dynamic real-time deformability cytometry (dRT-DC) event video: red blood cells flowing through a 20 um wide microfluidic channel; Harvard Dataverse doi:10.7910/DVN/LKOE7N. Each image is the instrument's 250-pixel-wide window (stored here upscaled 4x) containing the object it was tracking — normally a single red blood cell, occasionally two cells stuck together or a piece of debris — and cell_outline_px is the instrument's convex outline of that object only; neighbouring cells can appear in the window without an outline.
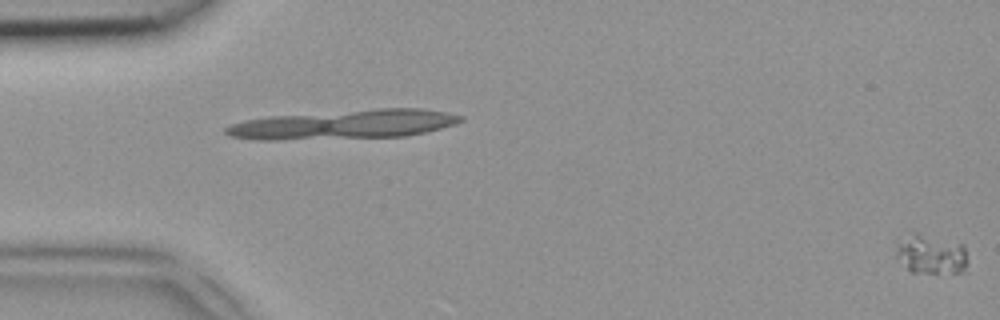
{"species": "common noctule bat (a hibernating species)", "species_latin": "Nyctalus noctula", "temperature_condition": "room temperature", "stored_images_in_passage": 11, "segment_of_instrument_passage": [2, 2], "camera_frame_rate_fps": 3000, "um_per_image_px": 0.085, "animal": {"sex": "female", "body_mass_g": 18.4}, "frame": {"image": 1, "passage_image": 11, "time_ms": 3.333, "image_size_px": [1000, 320], "cell_outline_px": [[964, 272], [912, 272], [896, 256], [896, 248], [900, 244], [916, 236], [920, 236], [964, 244]], "centroid_in_image_um": [79.18, 21.7], "position_along_channel_um": 5.8, "area_um2": 14.74}}